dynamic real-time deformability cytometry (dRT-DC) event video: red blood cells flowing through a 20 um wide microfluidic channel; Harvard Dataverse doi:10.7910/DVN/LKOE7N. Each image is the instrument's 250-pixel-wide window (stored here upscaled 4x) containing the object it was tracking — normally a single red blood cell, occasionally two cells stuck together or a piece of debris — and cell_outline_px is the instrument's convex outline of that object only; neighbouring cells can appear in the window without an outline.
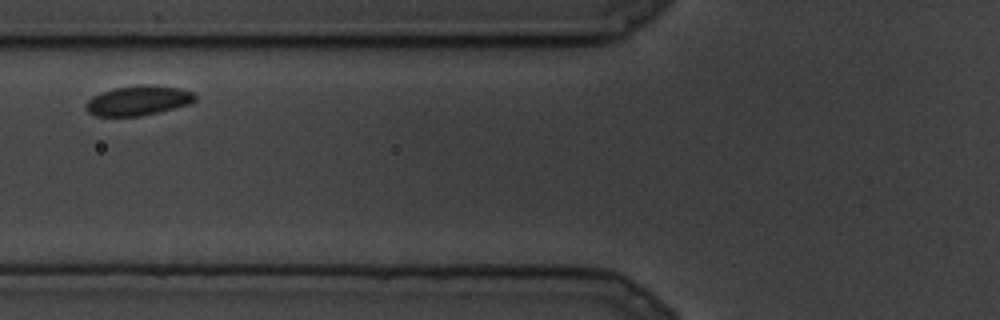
{"species": "common noctule bat (a hibernating species)", "species_latin": "Nyctalus noctula", "temperature_condition": "cold", "stored_images_in_passage": 7, "camera_frame_rate_fps": 3000, "um_per_image_px": 0.085, "animal": {"sex": "male", "body_mass_g": 19.5, "forearm_length_mm": 54.6}, "frame": {"image": 1, "passage_image": 2, "time_ms": 0.333, "image_size_px": [1000, 320], "cell_outline_px": [[196, 100], [192, 104], [140, 116], [96, 116], [88, 112], [88, 100], [92, 96], [100, 92], [112, 88], [148, 84], [180, 88], [192, 92], [196, 96]], "centroid_in_image_um": [11.78, 8.54], "position_along_channel_um": 114.0, "area_um2": 18.9}}
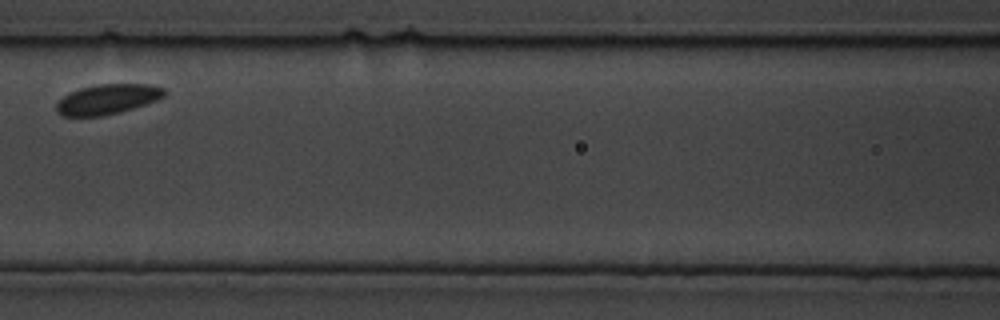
{"frame": {"image": 2, "passage_image": 4, "time_ms": 1.0, "image_size_px": [1000, 320], "cell_outline_px": [[164, 96], [156, 100], [120, 112], [100, 116], [64, 116], [56, 112], [56, 104], [64, 96], [80, 88], [100, 84], [152, 84], [164, 88]], "centroid_in_image_um": [9.13, 8.43], "position_along_channel_um": 157.5, "area_um2": 18.61}}
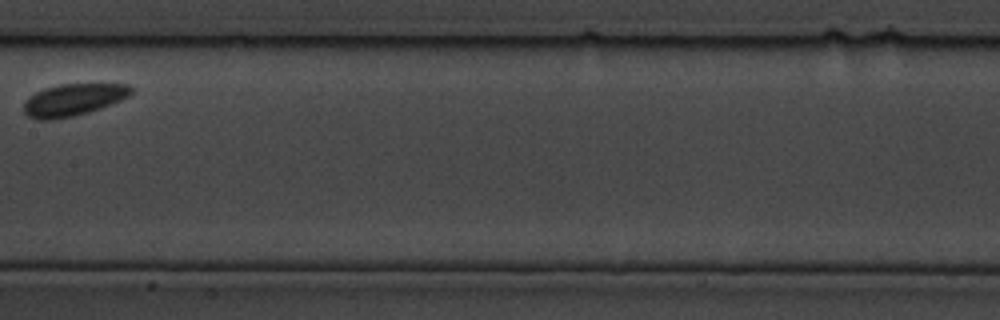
{"frame": {"image": 3, "passage_image": 6, "time_ms": 1.667, "image_size_px": [1000, 320], "cell_outline_px": [[132, 92], [128, 96], [120, 100], [100, 108], [88, 112], [72, 116], [52, 120], [36, 120], [28, 116], [24, 112], [24, 100], [36, 92], [44, 88], [60, 84], [128, 84], [132, 88]], "centroid_in_image_um": [6.19, 8.48], "position_along_channel_um": 201.2, "area_um2": 19.94}}